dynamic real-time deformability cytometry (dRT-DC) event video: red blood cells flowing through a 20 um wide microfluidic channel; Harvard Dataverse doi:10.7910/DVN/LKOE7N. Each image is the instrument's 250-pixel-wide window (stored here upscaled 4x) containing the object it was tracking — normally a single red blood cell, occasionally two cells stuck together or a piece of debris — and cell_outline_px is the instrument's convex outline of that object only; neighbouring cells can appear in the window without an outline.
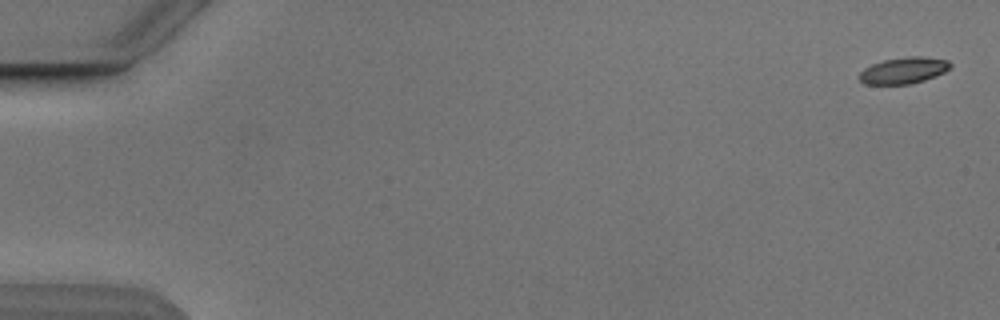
{"species": "Egyptian fruit bat (a non-hibernating species)", "species_latin": "Rousettus aegyptiacus", "temperature_condition": "cold", "stored_images_in_passage": 7, "camera_frame_rate_fps": 3000, "um_per_image_px": 0.085, "animal": {"sex": "male"}, "frame": {"image": 1, "passage_image": 1, "time_ms": 0.0, "image_size_px": [1000, 320], "cell_outline_px": [[952, 68], [944, 72], [924, 80], [908, 84], [864, 84], [860, 80], [860, 72], [864, 68], [872, 64], [884, 60], [908, 56], [924, 56], [948, 60], [952, 64]], "centroid_in_image_um": [76.84, 5.97], "position_along_channel_um": 8.2, "area_um2": 13.99}}
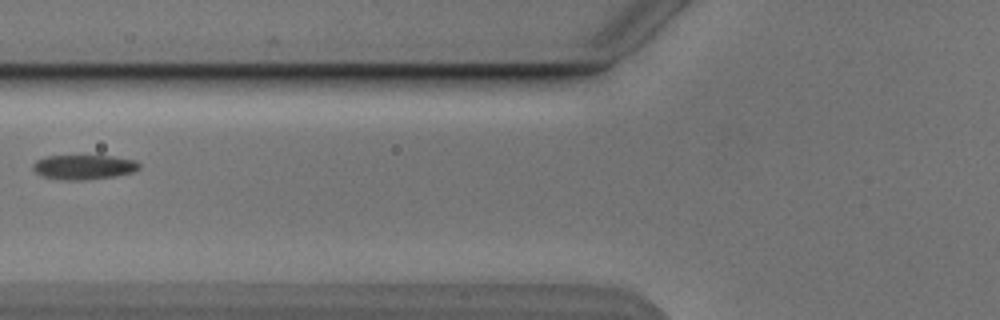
{"frame": {"image": 2, "passage_image": 6, "time_ms": 7.0, "image_size_px": [1000, 320], "cell_outline_px": [[140, 168], [132, 172], [116, 176], [84, 180], [64, 180], [44, 176], [36, 172], [32, 168], [32, 164], [36, 160], [48, 156], [112, 156], [136, 160], [140, 164]], "centroid_in_image_um": [7.14, 14.2], "position_along_channel_um": 118.7, "area_um2": 15.2}}